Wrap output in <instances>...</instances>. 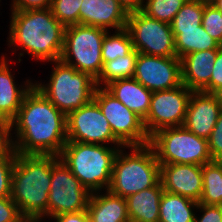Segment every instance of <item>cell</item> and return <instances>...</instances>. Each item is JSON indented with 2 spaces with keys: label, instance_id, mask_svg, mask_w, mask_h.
Listing matches in <instances>:
<instances>
[{
  "label": "cell",
  "instance_id": "9",
  "mask_svg": "<svg viewBox=\"0 0 222 222\" xmlns=\"http://www.w3.org/2000/svg\"><path fill=\"white\" fill-rule=\"evenodd\" d=\"M93 100L109 122L114 136L124 146H143L150 143L143 119L125 107L104 87H96Z\"/></svg>",
  "mask_w": 222,
  "mask_h": 222
},
{
  "label": "cell",
  "instance_id": "43",
  "mask_svg": "<svg viewBox=\"0 0 222 222\" xmlns=\"http://www.w3.org/2000/svg\"><path fill=\"white\" fill-rule=\"evenodd\" d=\"M213 5L222 12V0H217Z\"/></svg>",
  "mask_w": 222,
  "mask_h": 222
},
{
  "label": "cell",
  "instance_id": "12",
  "mask_svg": "<svg viewBox=\"0 0 222 222\" xmlns=\"http://www.w3.org/2000/svg\"><path fill=\"white\" fill-rule=\"evenodd\" d=\"M67 141L124 146L113 134L98 104L92 100L66 115Z\"/></svg>",
  "mask_w": 222,
  "mask_h": 222
},
{
  "label": "cell",
  "instance_id": "8",
  "mask_svg": "<svg viewBox=\"0 0 222 222\" xmlns=\"http://www.w3.org/2000/svg\"><path fill=\"white\" fill-rule=\"evenodd\" d=\"M106 32L81 24L65 27L60 60L97 80L103 69L101 49Z\"/></svg>",
  "mask_w": 222,
  "mask_h": 222
},
{
  "label": "cell",
  "instance_id": "35",
  "mask_svg": "<svg viewBox=\"0 0 222 222\" xmlns=\"http://www.w3.org/2000/svg\"><path fill=\"white\" fill-rule=\"evenodd\" d=\"M194 222H222V206L221 205H206L198 203V208ZM202 213V214H201Z\"/></svg>",
  "mask_w": 222,
  "mask_h": 222
},
{
  "label": "cell",
  "instance_id": "4",
  "mask_svg": "<svg viewBox=\"0 0 222 222\" xmlns=\"http://www.w3.org/2000/svg\"><path fill=\"white\" fill-rule=\"evenodd\" d=\"M126 149H128L126 151ZM160 181V163L150 144L124 146L115 157L108 191L127 198Z\"/></svg>",
  "mask_w": 222,
  "mask_h": 222
},
{
  "label": "cell",
  "instance_id": "11",
  "mask_svg": "<svg viewBox=\"0 0 222 222\" xmlns=\"http://www.w3.org/2000/svg\"><path fill=\"white\" fill-rule=\"evenodd\" d=\"M91 193L59 158L52 166L48 218L87 209Z\"/></svg>",
  "mask_w": 222,
  "mask_h": 222
},
{
  "label": "cell",
  "instance_id": "41",
  "mask_svg": "<svg viewBox=\"0 0 222 222\" xmlns=\"http://www.w3.org/2000/svg\"><path fill=\"white\" fill-rule=\"evenodd\" d=\"M53 222L52 220H50V218H46V217H22V219L19 222Z\"/></svg>",
  "mask_w": 222,
  "mask_h": 222
},
{
  "label": "cell",
  "instance_id": "3",
  "mask_svg": "<svg viewBox=\"0 0 222 222\" xmlns=\"http://www.w3.org/2000/svg\"><path fill=\"white\" fill-rule=\"evenodd\" d=\"M55 155H22L15 153L11 179V199L22 217L48 218V193Z\"/></svg>",
  "mask_w": 222,
  "mask_h": 222
},
{
  "label": "cell",
  "instance_id": "17",
  "mask_svg": "<svg viewBox=\"0 0 222 222\" xmlns=\"http://www.w3.org/2000/svg\"><path fill=\"white\" fill-rule=\"evenodd\" d=\"M9 58L5 53L0 60V118L10 123L16 117L25 95L33 88L34 79L27 78L17 83V76L11 67L14 61Z\"/></svg>",
  "mask_w": 222,
  "mask_h": 222
},
{
  "label": "cell",
  "instance_id": "33",
  "mask_svg": "<svg viewBox=\"0 0 222 222\" xmlns=\"http://www.w3.org/2000/svg\"><path fill=\"white\" fill-rule=\"evenodd\" d=\"M208 140L212 160L222 161V111Z\"/></svg>",
  "mask_w": 222,
  "mask_h": 222
},
{
  "label": "cell",
  "instance_id": "7",
  "mask_svg": "<svg viewBox=\"0 0 222 222\" xmlns=\"http://www.w3.org/2000/svg\"><path fill=\"white\" fill-rule=\"evenodd\" d=\"M160 164L204 165L211 162L208 140L196 136L184 126L158 130L149 143Z\"/></svg>",
  "mask_w": 222,
  "mask_h": 222
},
{
  "label": "cell",
  "instance_id": "10",
  "mask_svg": "<svg viewBox=\"0 0 222 222\" xmlns=\"http://www.w3.org/2000/svg\"><path fill=\"white\" fill-rule=\"evenodd\" d=\"M126 29L138 53L177 57L170 24L148 17L142 11L128 13Z\"/></svg>",
  "mask_w": 222,
  "mask_h": 222
},
{
  "label": "cell",
  "instance_id": "31",
  "mask_svg": "<svg viewBox=\"0 0 222 222\" xmlns=\"http://www.w3.org/2000/svg\"><path fill=\"white\" fill-rule=\"evenodd\" d=\"M201 25L222 46V12L214 5H205Z\"/></svg>",
  "mask_w": 222,
  "mask_h": 222
},
{
  "label": "cell",
  "instance_id": "38",
  "mask_svg": "<svg viewBox=\"0 0 222 222\" xmlns=\"http://www.w3.org/2000/svg\"><path fill=\"white\" fill-rule=\"evenodd\" d=\"M12 150L10 123L0 118V157Z\"/></svg>",
  "mask_w": 222,
  "mask_h": 222
},
{
  "label": "cell",
  "instance_id": "37",
  "mask_svg": "<svg viewBox=\"0 0 222 222\" xmlns=\"http://www.w3.org/2000/svg\"><path fill=\"white\" fill-rule=\"evenodd\" d=\"M9 10H32L50 8L52 0H10Z\"/></svg>",
  "mask_w": 222,
  "mask_h": 222
},
{
  "label": "cell",
  "instance_id": "34",
  "mask_svg": "<svg viewBox=\"0 0 222 222\" xmlns=\"http://www.w3.org/2000/svg\"><path fill=\"white\" fill-rule=\"evenodd\" d=\"M22 216L11 197H0V222H19Z\"/></svg>",
  "mask_w": 222,
  "mask_h": 222
},
{
  "label": "cell",
  "instance_id": "28",
  "mask_svg": "<svg viewBox=\"0 0 222 222\" xmlns=\"http://www.w3.org/2000/svg\"><path fill=\"white\" fill-rule=\"evenodd\" d=\"M204 6L200 1L187 0L170 23L171 29H198L202 23Z\"/></svg>",
  "mask_w": 222,
  "mask_h": 222
},
{
  "label": "cell",
  "instance_id": "18",
  "mask_svg": "<svg viewBox=\"0 0 222 222\" xmlns=\"http://www.w3.org/2000/svg\"><path fill=\"white\" fill-rule=\"evenodd\" d=\"M127 19L128 13L118 0H83L79 10V24L107 31L126 28Z\"/></svg>",
  "mask_w": 222,
  "mask_h": 222
},
{
  "label": "cell",
  "instance_id": "25",
  "mask_svg": "<svg viewBox=\"0 0 222 222\" xmlns=\"http://www.w3.org/2000/svg\"><path fill=\"white\" fill-rule=\"evenodd\" d=\"M203 190L199 203L222 205V161L213 160L202 166Z\"/></svg>",
  "mask_w": 222,
  "mask_h": 222
},
{
  "label": "cell",
  "instance_id": "42",
  "mask_svg": "<svg viewBox=\"0 0 222 222\" xmlns=\"http://www.w3.org/2000/svg\"><path fill=\"white\" fill-rule=\"evenodd\" d=\"M200 1L203 5H213L217 0H197Z\"/></svg>",
  "mask_w": 222,
  "mask_h": 222
},
{
  "label": "cell",
  "instance_id": "36",
  "mask_svg": "<svg viewBox=\"0 0 222 222\" xmlns=\"http://www.w3.org/2000/svg\"><path fill=\"white\" fill-rule=\"evenodd\" d=\"M210 79V94L222 95V46L218 49Z\"/></svg>",
  "mask_w": 222,
  "mask_h": 222
},
{
  "label": "cell",
  "instance_id": "15",
  "mask_svg": "<svg viewBox=\"0 0 222 222\" xmlns=\"http://www.w3.org/2000/svg\"><path fill=\"white\" fill-rule=\"evenodd\" d=\"M222 111V95L192 92L183 126L196 136L208 139Z\"/></svg>",
  "mask_w": 222,
  "mask_h": 222
},
{
  "label": "cell",
  "instance_id": "26",
  "mask_svg": "<svg viewBox=\"0 0 222 222\" xmlns=\"http://www.w3.org/2000/svg\"><path fill=\"white\" fill-rule=\"evenodd\" d=\"M137 57L138 52L134 49L125 57L105 62L102 72L96 80V86L105 87L115 80L133 78Z\"/></svg>",
  "mask_w": 222,
  "mask_h": 222
},
{
  "label": "cell",
  "instance_id": "21",
  "mask_svg": "<svg viewBox=\"0 0 222 222\" xmlns=\"http://www.w3.org/2000/svg\"><path fill=\"white\" fill-rule=\"evenodd\" d=\"M104 88L143 120L146 118L152 92L141 85L136 79L115 80Z\"/></svg>",
  "mask_w": 222,
  "mask_h": 222
},
{
  "label": "cell",
  "instance_id": "24",
  "mask_svg": "<svg viewBox=\"0 0 222 222\" xmlns=\"http://www.w3.org/2000/svg\"><path fill=\"white\" fill-rule=\"evenodd\" d=\"M176 56L181 57L192 52L219 49L221 45L211 37L202 25L198 29H172Z\"/></svg>",
  "mask_w": 222,
  "mask_h": 222
},
{
  "label": "cell",
  "instance_id": "6",
  "mask_svg": "<svg viewBox=\"0 0 222 222\" xmlns=\"http://www.w3.org/2000/svg\"><path fill=\"white\" fill-rule=\"evenodd\" d=\"M52 63L48 81L35 80L34 87L64 114L87 105L93 100L96 80L74 67L56 60ZM54 65V66H53ZM46 81V82H42Z\"/></svg>",
  "mask_w": 222,
  "mask_h": 222
},
{
  "label": "cell",
  "instance_id": "1",
  "mask_svg": "<svg viewBox=\"0 0 222 222\" xmlns=\"http://www.w3.org/2000/svg\"><path fill=\"white\" fill-rule=\"evenodd\" d=\"M10 140L15 153L58 156L67 143L66 114L33 86L10 122Z\"/></svg>",
  "mask_w": 222,
  "mask_h": 222
},
{
  "label": "cell",
  "instance_id": "14",
  "mask_svg": "<svg viewBox=\"0 0 222 222\" xmlns=\"http://www.w3.org/2000/svg\"><path fill=\"white\" fill-rule=\"evenodd\" d=\"M133 78L151 92L181 86L180 59L138 53Z\"/></svg>",
  "mask_w": 222,
  "mask_h": 222
},
{
  "label": "cell",
  "instance_id": "39",
  "mask_svg": "<svg viewBox=\"0 0 222 222\" xmlns=\"http://www.w3.org/2000/svg\"><path fill=\"white\" fill-rule=\"evenodd\" d=\"M51 220L53 222H90V217L86 209L84 211L56 215Z\"/></svg>",
  "mask_w": 222,
  "mask_h": 222
},
{
  "label": "cell",
  "instance_id": "13",
  "mask_svg": "<svg viewBox=\"0 0 222 222\" xmlns=\"http://www.w3.org/2000/svg\"><path fill=\"white\" fill-rule=\"evenodd\" d=\"M192 92L184 84L152 92L149 111L143 120L149 137L163 128L183 126Z\"/></svg>",
  "mask_w": 222,
  "mask_h": 222
},
{
  "label": "cell",
  "instance_id": "22",
  "mask_svg": "<svg viewBox=\"0 0 222 222\" xmlns=\"http://www.w3.org/2000/svg\"><path fill=\"white\" fill-rule=\"evenodd\" d=\"M163 187L159 181L154 187L126 198L130 222H159L160 199Z\"/></svg>",
  "mask_w": 222,
  "mask_h": 222
},
{
  "label": "cell",
  "instance_id": "29",
  "mask_svg": "<svg viewBox=\"0 0 222 222\" xmlns=\"http://www.w3.org/2000/svg\"><path fill=\"white\" fill-rule=\"evenodd\" d=\"M187 0H145L142 12L148 17L170 24Z\"/></svg>",
  "mask_w": 222,
  "mask_h": 222
},
{
  "label": "cell",
  "instance_id": "20",
  "mask_svg": "<svg viewBox=\"0 0 222 222\" xmlns=\"http://www.w3.org/2000/svg\"><path fill=\"white\" fill-rule=\"evenodd\" d=\"M87 211L90 222H130L126 198L108 190L91 193Z\"/></svg>",
  "mask_w": 222,
  "mask_h": 222
},
{
  "label": "cell",
  "instance_id": "23",
  "mask_svg": "<svg viewBox=\"0 0 222 222\" xmlns=\"http://www.w3.org/2000/svg\"><path fill=\"white\" fill-rule=\"evenodd\" d=\"M197 208L198 202L163 191L160 199L159 222H194Z\"/></svg>",
  "mask_w": 222,
  "mask_h": 222
},
{
  "label": "cell",
  "instance_id": "30",
  "mask_svg": "<svg viewBox=\"0 0 222 222\" xmlns=\"http://www.w3.org/2000/svg\"><path fill=\"white\" fill-rule=\"evenodd\" d=\"M83 0H52L50 9L65 27L79 24V10Z\"/></svg>",
  "mask_w": 222,
  "mask_h": 222
},
{
  "label": "cell",
  "instance_id": "44",
  "mask_svg": "<svg viewBox=\"0 0 222 222\" xmlns=\"http://www.w3.org/2000/svg\"><path fill=\"white\" fill-rule=\"evenodd\" d=\"M4 57V53H1L0 60Z\"/></svg>",
  "mask_w": 222,
  "mask_h": 222
},
{
  "label": "cell",
  "instance_id": "2",
  "mask_svg": "<svg viewBox=\"0 0 222 222\" xmlns=\"http://www.w3.org/2000/svg\"><path fill=\"white\" fill-rule=\"evenodd\" d=\"M9 11L6 45L13 51L11 56L18 53L14 63L20 64L26 54L35 62L46 64L60 59L65 26L55 18L50 8Z\"/></svg>",
  "mask_w": 222,
  "mask_h": 222
},
{
  "label": "cell",
  "instance_id": "40",
  "mask_svg": "<svg viewBox=\"0 0 222 222\" xmlns=\"http://www.w3.org/2000/svg\"><path fill=\"white\" fill-rule=\"evenodd\" d=\"M127 13L142 11L145 0H118Z\"/></svg>",
  "mask_w": 222,
  "mask_h": 222
},
{
  "label": "cell",
  "instance_id": "19",
  "mask_svg": "<svg viewBox=\"0 0 222 222\" xmlns=\"http://www.w3.org/2000/svg\"><path fill=\"white\" fill-rule=\"evenodd\" d=\"M218 49L192 52L180 58L182 84L193 92L210 94V79Z\"/></svg>",
  "mask_w": 222,
  "mask_h": 222
},
{
  "label": "cell",
  "instance_id": "32",
  "mask_svg": "<svg viewBox=\"0 0 222 222\" xmlns=\"http://www.w3.org/2000/svg\"><path fill=\"white\" fill-rule=\"evenodd\" d=\"M15 163V152L0 157V197H11V179Z\"/></svg>",
  "mask_w": 222,
  "mask_h": 222
},
{
  "label": "cell",
  "instance_id": "5",
  "mask_svg": "<svg viewBox=\"0 0 222 222\" xmlns=\"http://www.w3.org/2000/svg\"><path fill=\"white\" fill-rule=\"evenodd\" d=\"M122 147L67 141L58 156L82 185L94 193L108 189L114 160Z\"/></svg>",
  "mask_w": 222,
  "mask_h": 222
},
{
  "label": "cell",
  "instance_id": "27",
  "mask_svg": "<svg viewBox=\"0 0 222 222\" xmlns=\"http://www.w3.org/2000/svg\"><path fill=\"white\" fill-rule=\"evenodd\" d=\"M133 50L132 39L126 28L113 32L107 31L101 49L103 64L118 57H125Z\"/></svg>",
  "mask_w": 222,
  "mask_h": 222
},
{
  "label": "cell",
  "instance_id": "16",
  "mask_svg": "<svg viewBox=\"0 0 222 222\" xmlns=\"http://www.w3.org/2000/svg\"><path fill=\"white\" fill-rule=\"evenodd\" d=\"M163 190L199 203L203 190L202 165L160 164Z\"/></svg>",
  "mask_w": 222,
  "mask_h": 222
}]
</instances>
